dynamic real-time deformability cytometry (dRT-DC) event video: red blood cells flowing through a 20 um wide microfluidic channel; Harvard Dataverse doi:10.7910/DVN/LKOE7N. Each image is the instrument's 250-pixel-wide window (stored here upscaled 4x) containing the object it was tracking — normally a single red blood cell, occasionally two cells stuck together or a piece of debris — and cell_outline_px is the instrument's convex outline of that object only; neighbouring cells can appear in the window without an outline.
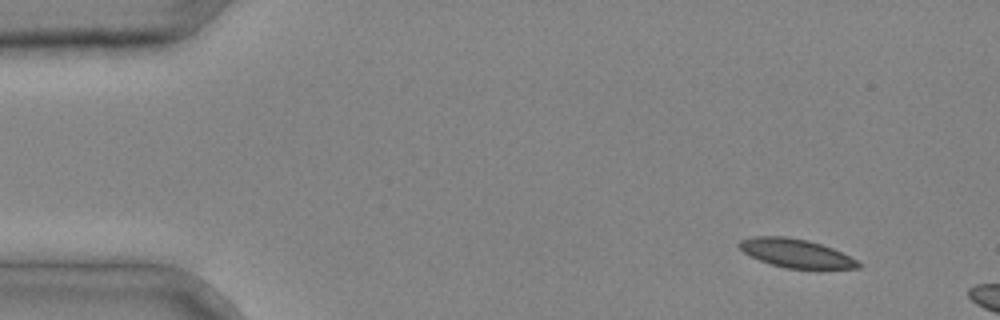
{"species": "common noctule bat (a hibernating species)", "species_latin": "Nyctalus noctula", "temperature_condition": "cold", "stored_images_in_passage": 2, "camera_frame_rate_fps": 3000, "um_per_image_px": 0.085, "animal": {"sex": "male", "body_mass_g": 20.4}, "frame": {"image": 1, "passage_image": 1, "time_ms": 0.0, "image_size_px": [1000, 320], "cell_outline_px": [[860, 268], [784, 268], [760, 260], [744, 252], [736, 244], [740, 240], [752, 236], [788, 236], [808, 240], [832, 248], [856, 260], [860, 264]], "centroid_in_image_um": [67.59, 21.5], "position_along_channel_um": 17.4, "area_um2": 19.54}}